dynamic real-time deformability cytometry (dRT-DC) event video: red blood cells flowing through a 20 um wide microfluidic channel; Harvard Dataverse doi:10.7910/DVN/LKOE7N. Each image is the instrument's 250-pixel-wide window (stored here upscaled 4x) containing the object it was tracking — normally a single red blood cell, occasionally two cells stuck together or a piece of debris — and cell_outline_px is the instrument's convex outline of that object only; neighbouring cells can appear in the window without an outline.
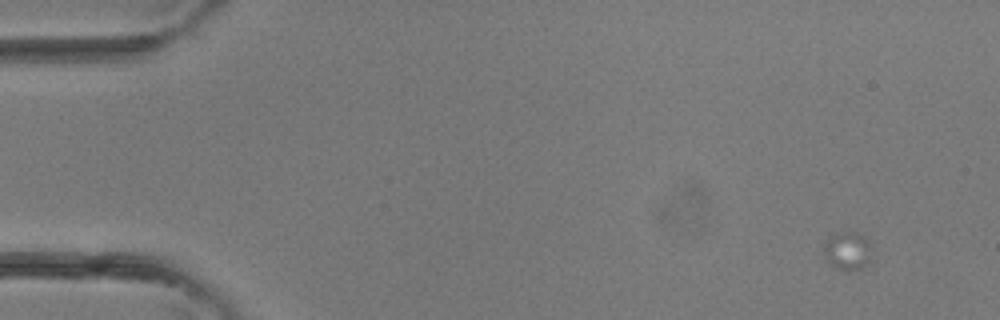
{"species": "common noctule bat (a hibernating species)", "species_latin": "Nyctalus noctula", "temperature_condition": "room temperature", "stored_images_in_passage": 3, "camera_frame_rate_fps": 3000, "um_per_image_px": 0.085, "animal": {"sex": "female"}, "frame": {"image": 1, "passage_image": 1, "time_ms": 0.0, "image_size_px": [1000, 320], "cell_outline_px": [[872, 260], [860, 268], [844, 272], [828, 264], [824, 252], [824, 244], [828, 236], [836, 232], [856, 232], [864, 236], [868, 240]], "centroid_in_image_um": [72.02, 21.33], "position_along_channel_um": 13.0, "area_um2": 10.92}}